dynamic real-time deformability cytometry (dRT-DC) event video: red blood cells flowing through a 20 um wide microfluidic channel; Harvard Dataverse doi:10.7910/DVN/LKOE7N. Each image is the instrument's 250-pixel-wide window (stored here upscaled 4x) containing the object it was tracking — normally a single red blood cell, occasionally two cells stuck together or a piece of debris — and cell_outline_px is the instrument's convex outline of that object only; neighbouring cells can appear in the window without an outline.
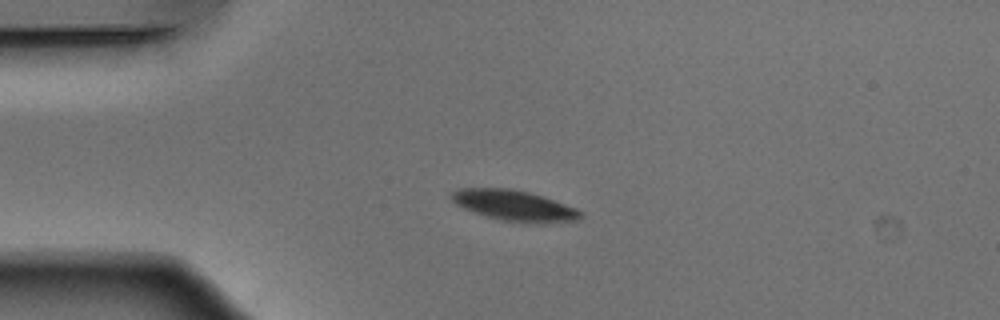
{"species": "Egyptian fruit bat (a non-hibernating species)", "species_latin": "Rousettus aegyptiacus", "temperature_condition": "warm", "stored_images_in_passage": 41, "camera_frame_rate_fps": 3000, "um_per_image_px": 0.085, "animal": {"sex": "male"}, "frame": {"image": 1, "passage_image": 1, "time_ms": 0.0, "image_size_px": [1000, 320], "cell_outline_px": [[584, 212], [576, 220], [536, 224], [500, 220], [464, 208], [456, 204], [448, 196], [456, 188], [512, 188], [528, 192], [576, 208]], "centroid_in_image_um": [43.68, 17.47], "position_along_channel_um": 41.3, "area_um2": 22.89}}
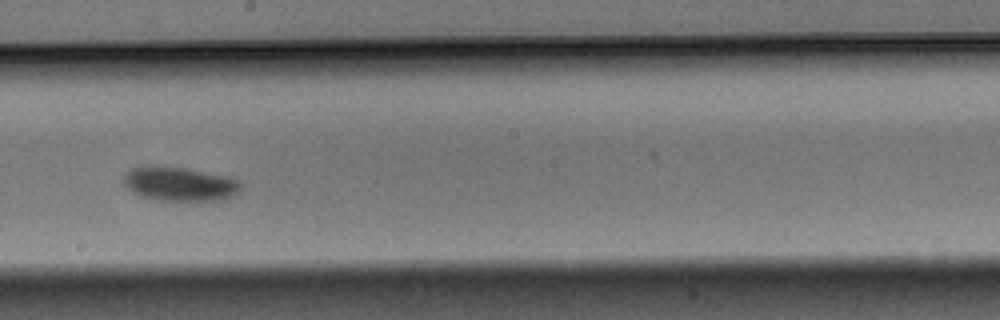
{"frame": {"image": 2, "passage_image": 18, "time_ms": 5.667, "image_size_px": [1000, 320], "cell_outline_px": [[244, 184], [240, 192], [224, 200], [156, 200], [140, 196], [132, 192], [124, 184], [124, 176], [132, 168], [156, 164], [188, 168], [228, 176], [240, 180]], "centroid_in_image_um": [15.32, 15.62], "position_along_channel_um": 232.9, "area_um2": 23.81}}
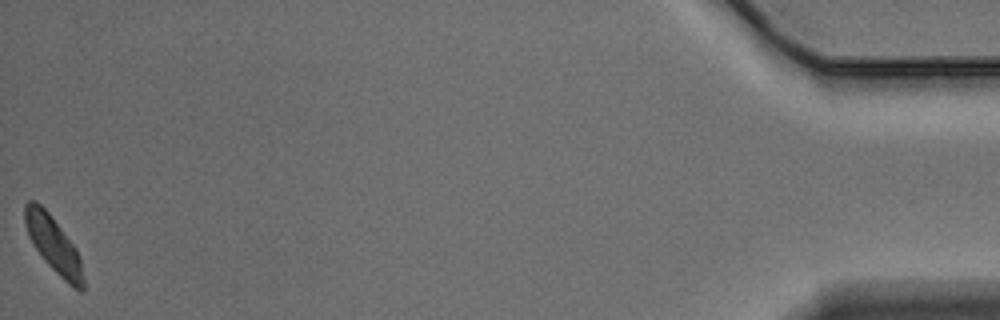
{"frame": {"image": 3, "passage_image": 41, "time_ms": 13.333, "image_size_px": [1000, 320], "cell_outline_px": [[84, 288], [80, 292], [72, 288], [44, 260], [28, 236], [24, 224], [24, 204], [28, 200], [36, 200], [48, 212], [76, 248], [80, 260], [84, 280]], "centroid_in_image_um": [4.53, 20.78], "position_along_channel_um": 430.7, "area_um2": 18.96}, "authors_computed_cell_mechanics": {"area_um2": 22.3686, "velocity_mm_per_s": 3.8228, "shape_relaxation_time_tau1_ms": 1.4648, "shape_relaxation_time_tau2_ms": null, "deformation_change_tau1": 0.1055, "deformation_change_tau2": null}}